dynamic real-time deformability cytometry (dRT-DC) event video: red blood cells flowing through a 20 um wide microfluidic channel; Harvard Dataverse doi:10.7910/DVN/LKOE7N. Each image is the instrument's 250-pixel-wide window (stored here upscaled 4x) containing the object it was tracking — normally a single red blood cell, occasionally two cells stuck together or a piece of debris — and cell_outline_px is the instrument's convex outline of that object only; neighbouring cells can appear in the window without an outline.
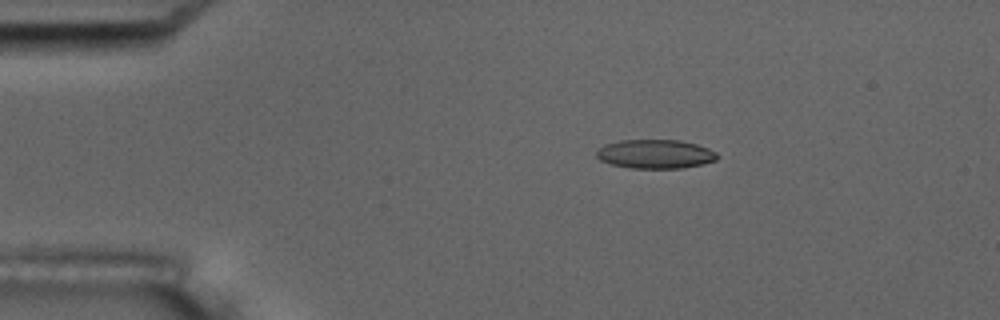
{"species": "common noctule bat (a hibernating species)", "species_latin": "Nyctalus noctula", "temperature_condition": "room temperature", "stored_images_in_passage": 4, "camera_frame_rate_fps": 3000, "um_per_image_px": 0.085, "animal": {"sex": "male", "body_mass_g": 17.5, "forearm_length_mm": 52.3}, "frame": {"image": 1, "passage_image": 3, "time_ms": 3.333, "image_size_px": [1000, 320], "cell_outline_px": [[720, 156], [716, 160], [704, 164], [684, 168], [632, 168], [612, 164], [600, 160], [596, 156], [596, 152], [604, 144], [620, 140], [680, 140], [696, 144], [708, 148], [716, 152]], "centroid_in_image_um": [55.73, 13.09], "position_along_channel_um": 29.3, "area_um2": 20.46}}